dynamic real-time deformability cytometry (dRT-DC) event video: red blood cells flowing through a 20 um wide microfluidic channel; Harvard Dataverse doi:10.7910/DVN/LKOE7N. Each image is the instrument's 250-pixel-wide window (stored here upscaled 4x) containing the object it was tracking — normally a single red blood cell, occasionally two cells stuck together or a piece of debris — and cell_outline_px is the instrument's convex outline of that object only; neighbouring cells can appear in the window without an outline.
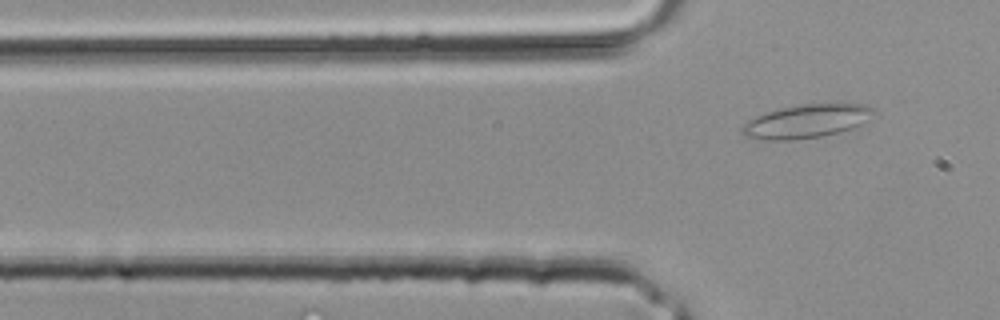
{"species": "common noctule bat (a hibernating species)", "species_latin": "Nyctalus noctula", "temperature_condition": "room temperature", "stored_images_in_passage": 4, "camera_frame_rate_fps": 3000, "um_per_image_px": 0.085, "animal": {"sex": "male", "body_mass_g": 20.4}, "frame": {"image": 1, "passage_image": 4, "time_ms": 1.0, "image_size_px": [1000, 320], "cell_outline_px": [[876, 112], [860, 124], [852, 128], [840, 132], [820, 136], [792, 140], [768, 140], [744, 136], [740, 132], [740, 128], [748, 120], [756, 116], [768, 112], [784, 108], [804, 104], [864, 104], [876, 108]], "centroid_in_image_um": [68.55, 10.31], "position_along_channel_um": 57.3, "area_um2": 25.37}}